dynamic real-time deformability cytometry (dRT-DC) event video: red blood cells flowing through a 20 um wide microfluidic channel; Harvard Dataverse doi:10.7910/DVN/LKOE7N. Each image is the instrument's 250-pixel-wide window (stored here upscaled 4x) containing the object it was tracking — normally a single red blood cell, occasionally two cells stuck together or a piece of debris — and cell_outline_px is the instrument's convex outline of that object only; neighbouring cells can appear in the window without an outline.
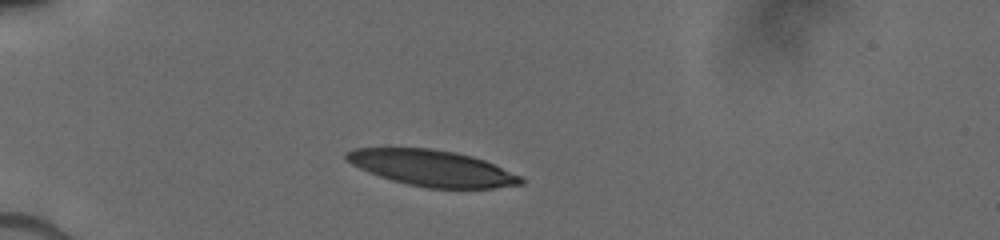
{"species": "human", "species_latin": "Homo sapiens", "temperature_condition": "cold", "stored_images_in_passage": 3, "camera_frame_rate_fps": 3000, "um_per_image_px": 0.085, "donor": {"sex": "male"}, "frame": {"image": 1, "passage_image": 2, "time_ms": 0.667, "image_size_px": [1000, 240], "cell_outline_px": [[524, 184], [492, 188], [428, 188], [408, 184], [392, 180], [368, 172], [344, 160], [344, 152], [352, 148], [432, 148], [456, 152], [472, 156], [484, 160], [520, 176], [524, 180]], "centroid_in_image_um": [36.69, 14.28], "position_along_channel_um": 48.3, "area_um2": 36.59}}